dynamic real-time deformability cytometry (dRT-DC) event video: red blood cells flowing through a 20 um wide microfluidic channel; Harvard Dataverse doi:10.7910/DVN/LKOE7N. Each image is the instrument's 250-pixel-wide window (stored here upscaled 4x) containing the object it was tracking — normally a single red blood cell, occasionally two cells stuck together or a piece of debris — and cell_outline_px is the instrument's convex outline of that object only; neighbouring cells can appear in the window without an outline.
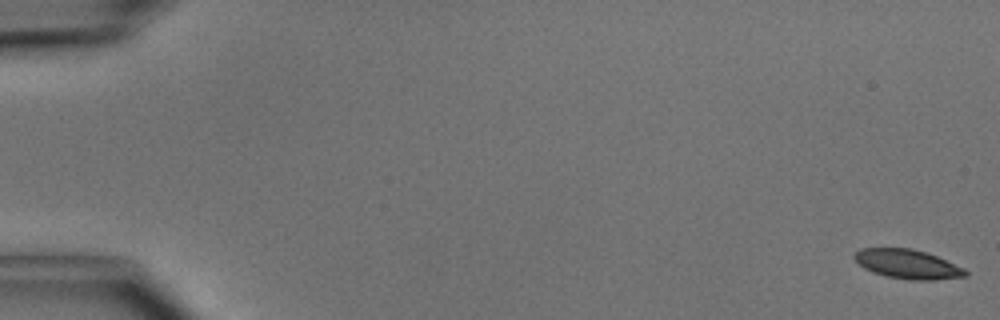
{"species": "common noctule bat (a hibernating species)", "species_latin": "Nyctalus noctula", "temperature_condition": "cold", "stored_images_in_passage": 50, "camera_frame_rate_fps": 3000, "um_per_image_px": 0.085, "animal": {"sex": "male", "body_mass_g": 15.6}, "frame": {"image": 1, "passage_image": 1, "time_ms": 0.0, "image_size_px": [1000, 320], "cell_outline_px": [[968, 276], [936, 280], [908, 280], [888, 276], [872, 272], [864, 268], [852, 256], [860, 248], [912, 248], [936, 256], [964, 268], [968, 272]], "centroid_in_image_um": [77.15, 22.45], "position_along_channel_um": 7.8, "area_um2": 18.84}}
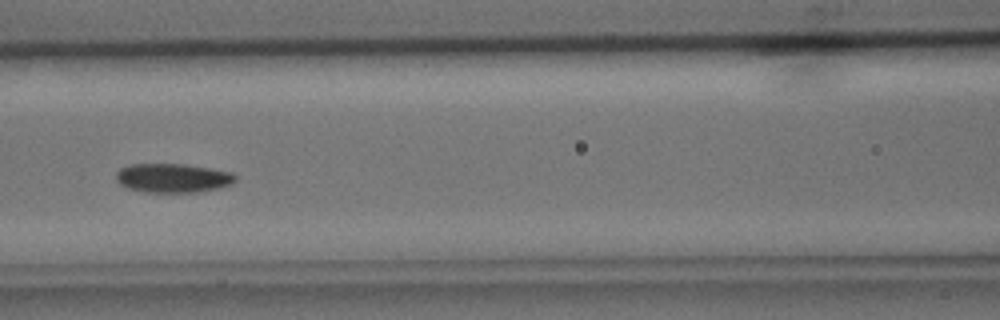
{"frame": {"image": 2, "passage_image": 23, "time_ms": 7.333, "image_size_px": [1000, 320], "cell_outline_px": [[236, 180], [232, 184], [220, 188], [200, 192], [144, 192], [128, 188], [120, 184], [116, 180], [116, 172], [120, 168], [132, 164], [184, 164], [232, 172], [236, 176]], "centroid_in_image_um": [14.7, 15.14], "position_along_channel_um": 151.9, "area_um2": 20.29}}
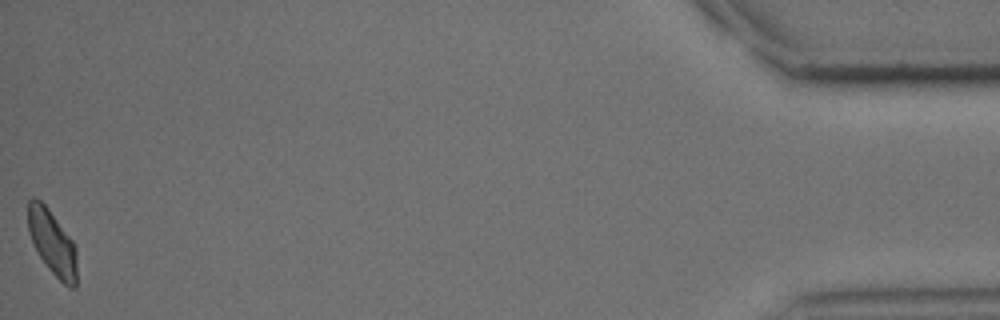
{"frame": {"image": 3, "passage_image": 50, "time_ms": 16.333, "image_size_px": [1000, 320], "cell_outline_px": [[76, 288], [68, 288], [48, 268], [40, 256], [28, 232], [28, 200], [32, 196], [36, 196], [48, 208], [72, 240], [76, 248]], "centroid_in_image_um": [4.44, 20.6], "position_along_channel_um": 430.8, "area_um2": 18.32}, "authors_computed_cell_mechanics": {"area_um2": 19.7676, "velocity_mm_per_s": 4.0813, "shape_relaxation_time_tau1_ms": 3.1684, "shape_relaxation_time_tau2_ms": 3.7177, "deformation_change_tau1": 0.0911, "deformation_change_tau2": 0.0731}}